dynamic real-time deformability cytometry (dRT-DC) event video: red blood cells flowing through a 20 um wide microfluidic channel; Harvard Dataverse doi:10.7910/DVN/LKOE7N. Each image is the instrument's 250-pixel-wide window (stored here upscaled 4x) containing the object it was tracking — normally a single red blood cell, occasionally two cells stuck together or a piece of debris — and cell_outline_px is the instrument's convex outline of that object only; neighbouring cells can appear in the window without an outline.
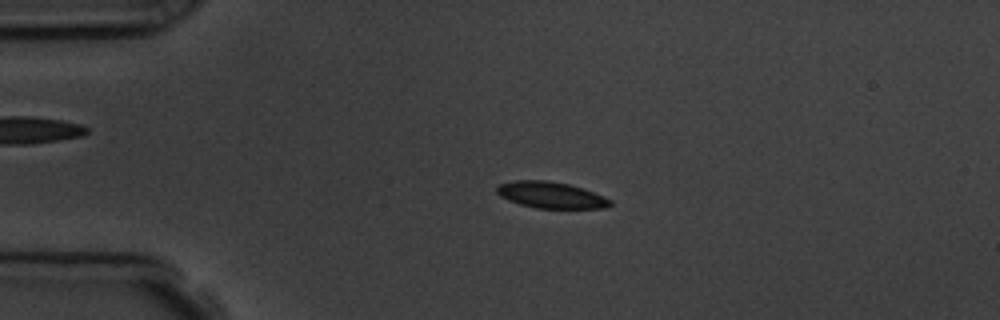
{"species": "common noctule bat (a hibernating species)", "species_latin": "Nyctalus noctula", "temperature_condition": "room temperature", "stored_images_in_passage": 4, "camera_frame_rate_fps": 3000, "um_per_image_px": 0.085, "animal": {"sex": "male", "body_mass_g": 19.5, "forearm_length_mm": 54.6}, "frame": {"image": 1, "passage_image": 3, "time_ms": 2.333, "image_size_px": [1000, 320], "cell_outline_px": [[612, 204], [608, 208], [536, 208], [520, 204], [508, 200], [500, 196], [496, 192], [496, 188], [500, 184], [516, 180], [548, 180], [568, 184], [604, 196], [612, 200]], "centroid_in_image_um": [46.83, 16.58], "position_along_channel_um": 38.2, "area_um2": 17.34}}